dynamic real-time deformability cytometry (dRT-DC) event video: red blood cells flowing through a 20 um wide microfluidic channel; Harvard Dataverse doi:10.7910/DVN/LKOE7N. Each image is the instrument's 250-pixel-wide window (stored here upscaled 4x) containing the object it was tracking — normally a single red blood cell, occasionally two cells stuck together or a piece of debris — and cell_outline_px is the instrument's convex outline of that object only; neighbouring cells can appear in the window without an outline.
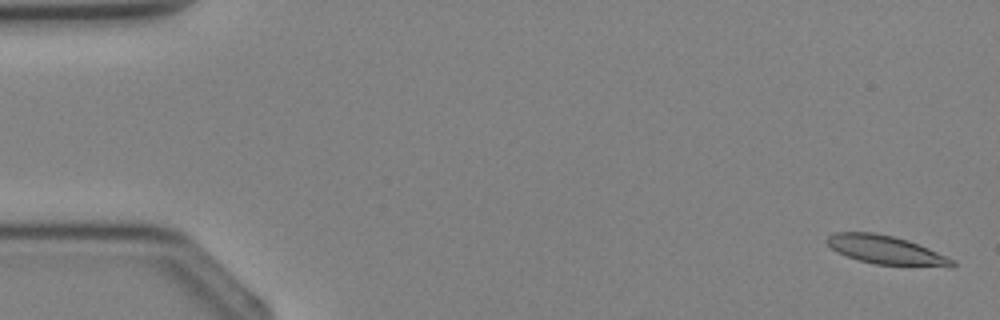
{"species": "Egyptian fruit bat (a non-hibernating species)", "species_latin": "Rousettus aegyptiacus", "temperature_condition": "cold", "stored_images_in_passage": 5, "segment_of_instrument_passage": [1, 2], "camera_frame_rate_fps": 3000, "um_per_image_px": 0.085, "animal": {"sex": "female"}, "frame": {"image": 1, "passage_image": 1, "time_ms": 0.0, "image_size_px": [1000, 320], "cell_outline_px": [[956, 264], [952, 268], [948, 268], [876, 264], [860, 260], [836, 252], [824, 240], [832, 232], [872, 232], [892, 236], [908, 240], [928, 248], [956, 260]], "centroid_in_image_um": [75.36, 21.26], "position_along_channel_um": 9.6, "area_um2": 21.15}}
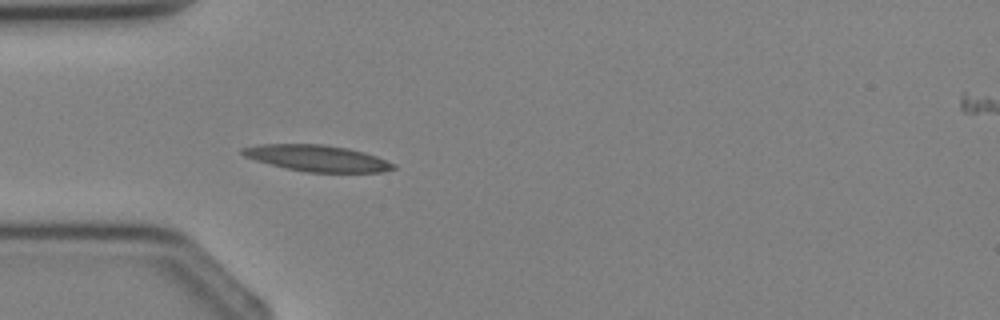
{"frame": {"image": 2, "passage_image": 4, "time_ms": 3.333, "image_size_px": [1000, 320], "cell_outline_px": [[396, 168], [384, 172], [308, 172], [284, 168], [256, 160], [244, 156], [240, 152], [240, 148], [260, 144], [324, 144], [348, 148], [364, 152], [376, 156], [396, 164]], "centroid_in_image_um": [26.96, 13.44], "position_along_channel_um": 58.0, "area_um2": 23.18}}